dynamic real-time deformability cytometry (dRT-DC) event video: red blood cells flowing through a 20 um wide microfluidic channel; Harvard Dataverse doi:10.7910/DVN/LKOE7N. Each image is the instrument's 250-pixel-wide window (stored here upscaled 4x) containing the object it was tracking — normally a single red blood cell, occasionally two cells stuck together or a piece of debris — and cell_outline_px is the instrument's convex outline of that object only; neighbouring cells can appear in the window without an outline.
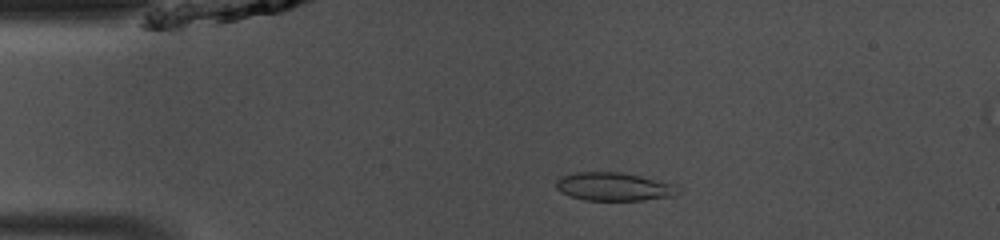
{"species": "common noctule bat (a hibernating species)", "species_latin": "Nyctalus noctula", "temperature_condition": "room temperature", "stored_images_in_passage": 40, "camera_frame_rate_fps": 3000, "um_per_image_px": 0.085, "animal": {"sex": "male", "body_mass_g": 13.0, "forearm_length_mm": 53.1}, "frame": {"image": 1, "passage_image": 1, "time_ms": 0.0, "image_size_px": [1000, 240], "cell_outline_px": [[680, 188], [672, 196], [644, 200], [584, 200], [568, 196], [560, 192], [556, 188], [556, 180], [560, 176], [576, 172], [620, 172], [640, 176], [676, 184]], "centroid_in_image_um": [52.13, 15.86], "position_along_channel_um": 32.9, "area_um2": 20.17}}
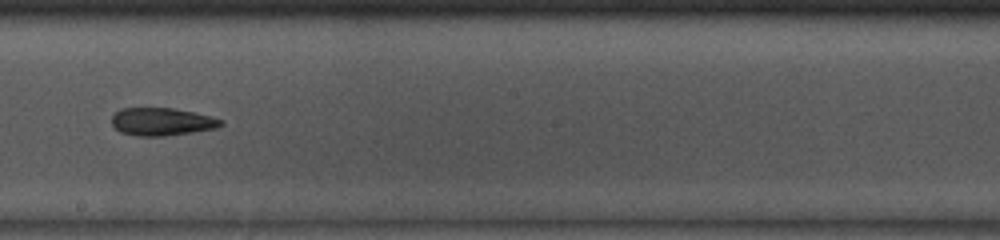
{"frame": {"image": 2, "passage_image": 18, "time_ms": 5.667, "image_size_px": [1000, 240], "cell_outline_px": [[224, 124], [216, 128], [192, 132], [164, 136], [136, 136], [120, 132], [112, 124], [112, 116], [120, 108], [172, 108], [192, 112], [224, 120]], "centroid_in_image_um": [13.74, 10.35], "position_along_channel_um": 234.5, "area_um2": 17.57}}
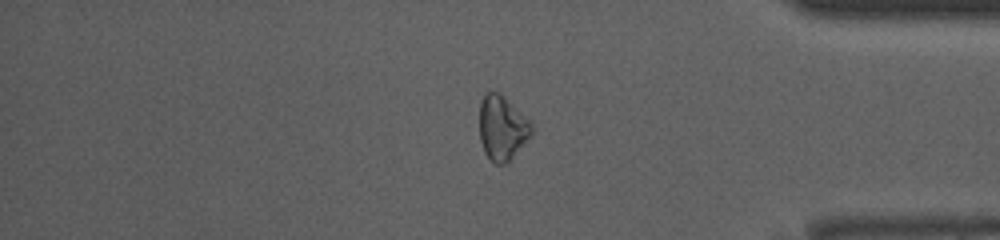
{"frame": {"image": 3, "passage_image": 31, "time_ms": 10.0, "image_size_px": [1000, 240], "cell_outline_px": [[536, 132], [504, 164], [496, 164], [484, 152], [480, 140], [480, 104], [484, 92], [500, 92], [532, 120]], "centroid_in_image_um": [42.74, 10.82], "position_along_channel_um": 392.5, "area_um2": 20.0}}